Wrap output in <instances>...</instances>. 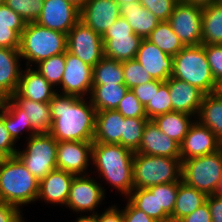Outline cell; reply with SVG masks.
<instances>
[{
    "label": "cell",
    "mask_w": 222,
    "mask_h": 222,
    "mask_svg": "<svg viewBox=\"0 0 222 222\" xmlns=\"http://www.w3.org/2000/svg\"><path fill=\"white\" fill-rule=\"evenodd\" d=\"M145 114L149 120L155 117L173 112L171 96L169 94L168 79L159 81V90H155L151 101L144 107Z\"/></svg>",
    "instance_id": "cell-37"
},
{
    "label": "cell",
    "mask_w": 222,
    "mask_h": 222,
    "mask_svg": "<svg viewBox=\"0 0 222 222\" xmlns=\"http://www.w3.org/2000/svg\"><path fill=\"white\" fill-rule=\"evenodd\" d=\"M124 119L116 109L96 112L93 142L120 144Z\"/></svg>",
    "instance_id": "cell-24"
},
{
    "label": "cell",
    "mask_w": 222,
    "mask_h": 222,
    "mask_svg": "<svg viewBox=\"0 0 222 222\" xmlns=\"http://www.w3.org/2000/svg\"><path fill=\"white\" fill-rule=\"evenodd\" d=\"M0 25L10 26L20 36L25 28L26 22L14 10L6 4L0 6Z\"/></svg>",
    "instance_id": "cell-45"
},
{
    "label": "cell",
    "mask_w": 222,
    "mask_h": 222,
    "mask_svg": "<svg viewBox=\"0 0 222 222\" xmlns=\"http://www.w3.org/2000/svg\"><path fill=\"white\" fill-rule=\"evenodd\" d=\"M135 153L163 157H180V145L162 132L153 120H148Z\"/></svg>",
    "instance_id": "cell-19"
},
{
    "label": "cell",
    "mask_w": 222,
    "mask_h": 222,
    "mask_svg": "<svg viewBox=\"0 0 222 222\" xmlns=\"http://www.w3.org/2000/svg\"><path fill=\"white\" fill-rule=\"evenodd\" d=\"M5 1H6V0H0V6L3 5V4H5Z\"/></svg>",
    "instance_id": "cell-62"
},
{
    "label": "cell",
    "mask_w": 222,
    "mask_h": 222,
    "mask_svg": "<svg viewBox=\"0 0 222 222\" xmlns=\"http://www.w3.org/2000/svg\"><path fill=\"white\" fill-rule=\"evenodd\" d=\"M75 175L61 169L50 171L39 183L38 198L49 204H67L70 186Z\"/></svg>",
    "instance_id": "cell-22"
},
{
    "label": "cell",
    "mask_w": 222,
    "mask_h": 222,
    "mask_svg": "<svg viewBox=\"0 0 222 222\" xmlns=\"http://www.w3.org/2000/svg\"><path fill=\"white\" fill-rule=\"evenodd\" d=\"M80 20V9L68 0H44L37 23L67 34Z\"/></svg>",
    "instance_id": "cell-14"
},
{
    "label": "cell",
    "mask_w": 222,
    "mask_h": 222,
    "mask_svg": "<svg viewBox=\"0 0 222 222\" xmlns=\"http://www.w3.org/2000/svg\"><path fill=\"white\" fill-rule=\"evenodd\" d=\"M16 142L5 127V118L0 114V157H14L18 151Z\"/></svg>",
    "instance_id": "cell-46"
},
{
    "label": "cell",
    "mask_w": 222,
    "mask_h": 222,
    "mask_svg": "<svg viewBox=\"0 0 222 222\" xmlns=\"http://www.w3.org/2000/svg\"><path fill=\"white\" fill-rule=\"evenodd\" d=\"M129 88L125 84L92 85L88 97L96 112L117 109Z\"/></svg>",
    "instance_id": "cell-32"
},
{
    "label": "cell",
    "mask_w": 222,
    "mask_h": 222,
    "mask_svg": "<svg viewBox=\"0 0 222 222\" xmlns=\"http://www.w3.org/2000/svg\"><path fill=\"white\" fill-rule=\"evenodd\" d=\"M148 120V118H125L123 120V134H121L120 145L136 152Z\"/></svg>",
    "instance_id": "cell-38"
},
{
    "label": "cell",
    "mask_w": 222,
    "mask_h": 222,
    "mask_svg": "<svg viewBox=\"0 0 222 222\" xmlns=\"http://www.w3.org/2000/svg\"><path fill=\"white\" fill-rule=\"evenodd\" d=\"M80 217L76 218L75 222H98V213H94L91 215H79Z\"/></svg>",
    "instance_id": "cell-54"
},
{
    "label": "cell",
    "mask_w": 222,
    "mask_h": 222,
    "mask_svg": "<svg viewBox=\"0 0 222 222\" xmlns=\"http://www.w3.org/2000/svg\"><path fill=\"white\" fill-rule=\"evenodd\" d=\"M215 93L219 94L220 97L222 98V90H215Z\"/></svg>",
    "instance_id": "cell-60"
},
{
    "label": "cell",
    "mask_w": 222,
    "mask_h": 222,
    "mask_svg": "<svg viewBox=\"0 0 222 222\" xmlns=\"http://www.w3.org/2000/svg\"><path fill=\"white\" fill-rule=\"evenodd\" d=\"M55 88L34 68L21 71L19 85L11 97H24L35 102L49 103L60 90Z\"/></svg>",
    "instance_id": "cell-21"
},
{
    "label": "cell",
    "mask_w": 222,
    "mask_h": 222,
    "mask_svg": "<svg viewBox=\"0 0 222 222\" xmlns=\"http://www.w3.org/2000/svg\"><path fill=\"white\" fill-rule=\"evenodd\" d=\"M39 72L54 88L61 85L65 70V53L47 58L35 65Z\"/></svg>",
    "instance_id": "cell-36"
},
{
    "label": "cell",
    "mask_w": 222,
    "mask_h": 222,
    "mask_svg": "<svg viewBox=\"0 0 222 222\" xmlns=\"http://www.w3.org/2000/svg\"><path fill=\"white\" fill-rule=\"evenodd\" d=\"M201 28L202 45H222V1L203 7Z\"/></svg>",
    "instance_id": "cell-28"
},
{
    "label": "cell",
    "mask_w": 222,
    "mask_h": 222,
    "mask_svg": "<svg viewBox=\"0 0 222 222\" xmlns=\"http://www.w3.org/2000/svg\"><path fill=\"white\" fill-rule=\"evenodd\" d=\"M27 116L35 134L50 133L53 122L49 103L35 102L24 97H10Z\"/></svg>",
    "instance_id": "cell-26"
},
{
    "label": "cell",
    "mask_w": 222,
    "mask_h": 222,
    "mask_svg": "<svg viewBox=\"0 0 222 222\" xmlns=\"http://www.w3.org/2000/svg\"><path fill=\"white\" fill-rule=\"evenodd\" d=\"M135 59L154 80L166 81L173 73V56L163 52L146 38L142 39Z\"/></svg>",
    "instance_id": "cell-18"
},
{
    "label": "cell",
    "mask_w": 222,
    "mask_h": 222,
    "mask_svg": "<svg viewBox=\"0 0 222 222\" xmlns=\"http://www.w3.org/2000/svg\"><path fill=\"white\" fill-rule=\"evenodd\" d=\"M221 148L222 142L216 135L195 119L180 145V158L181 161H184L193 157L215 153Z\"/></svg>",
    "instance_id": "cell-16"
},
{
    "label": "cell",
    "mask_w": 222,
    "mask_h": 222,
    "mask_svg": "<svg viewBox=\"0 0 222 222\" xmlns=\"http://www.w3.org/2000/svg\"><path fill=\"white\" fill-rule=\"evenodd\" d=\"M49 106L53 119L50 134L58 142H93L96 110L90 100L57 92Z\"/></svg>",
    "instance_id": "cell-1"
},
{
    "label": "cell",
    "mask_w": 222,
    "mask_h": 222,
    "mask_svg": "<svg viewBox=\"0 0 222 222\" xmlns=\"http://www.w3.org/2000/svg\"><path fill=\"white\" fill-rule=\"evenodd\" d=\"M67 51L94 67L104 57L102 36L79 20L67 33Z\"/></svg>",
    "instance_id": "cell-11"
},
{
    "label": "cell",
    "mask_w": 222,
    "mask_h": 222,
    "mask_svg": "<svg viewBox=\"0 0 222 222\" xmlns=\"http://www.w3.org/2000/svg\"><path fill=\"white\" fill-rule=\"evenodd\" d=\"M104 198L105 189L99 182L87 175H77L72 180L66 207L76 213L94 214Z\"/></svg>",
    "instance_id": "cell-12"
},
{
    "label": "cell",
    "mask_w": 222,
    "mask_h": 222,
    "mask_svg": "<svg viewBox=\"0 0 222 222\" xmlns=\"http://www.w3.org/2000/svg\"><path fill=\"white\" fill-rule=\"evenodd\" d=\"M122 67L124 73V84L129 89L153 80L149 73L146 72L136 59L123 61Z\"/></svg>",
    "instance_id": "cell-40"
},
{
    "label": "cell",
    "mask_w": 222,
    "mask_h": 222,
    "mask_svg": "<svg viewBox=\"0 0 222 222\" xmlns=\"http://www.w3.org/2000/svg\"><path fill=\"white\" fill-rule=\"evenodd\" d=\"M158 128L176 141L182 144L190 126L195 121L192 116L183 112H168L152 119Z\"/></svg>",
    "instance_id": "cell-31"
},
{
    "label": "cell",
    "mask_w": 222,
    "mask_h": 222,
    "mask_svg": "<svg viewBox=\"0 0 222 222\" xmlns=\"http://www.w3.org/2000/svg\"><path fill=\"white\" fill-rule=\"evenodd\" d=\"M168 88L173 111L187 113L196 119L205 94L197 87L172 76L168 79Z\"/></svg>",
    "instance_id": "cell-20"
},
{
    "label": "cell",
    "mask_w": 222,
    "mask_h": 222,
    "mask_svg": "<svg viewBox=\"0 0 222 222\" xmlns=\"http://www.w3.org/2000/svg\"><path fill=\"white\" fill-rule=\"evenodd\" d=\"M40 181L16 157H0V202L20 209L37 201Z\"/></svg>",
    "instance_id": "cell-3"
},
{
    "label": "cell",
    "mask_w": 222,
    "mask_h": 222,
    "mask_svg": "<svg viewBox=\"0 0 222 222\" xmlns=\"http://www.w3.org/2000/svg\"><path fill=\"white\" fill-rule=\"evenodd\" d=\"M0 114L5 118V127L15 142L27 130L29 137L34 135L33 126L24 111L10 98H4L0 108Z\"/></svg>",
    "instance_id": "cell-27"
},
{
    "label": "cell",
    "mask_w": 222,
    "mask_h": 222,
    "mask_svg": "<svg viewBox=\"0 0 222 222\" xmlns=\"http://www.w3.org/2000/svg\"><path fill=\"white\" fill-rule=\"evenodd\" d=\"M206 202L211 213V222H222V197L208 195Z\"/></svg>",
    "instance_id": "cell-52"
},
{
    "label": "cell",
    "mask_w": 222,
    "mask_h": 222,
    "mask_svg": "<svg viewBox=\"0 0 222 222\" xmlns=\"http://www.w3.org/2000/svg\"><path fill=\"white\" fill-rule=\"evenodd\" d=\"M70 3L74 4L76 7L81 9L87 0H68Z\"/></svg>",
    "instance_id": "cell-57"
},
{
    "label": "cell",
    "mask_w": 222,
    "mask_h": 222,
    "mask_svg": "<svg viewBox=\"0 0 222 222\" xmlns=\"http://www.w3.org/2000/svg\"><path fill=\"white\" fill-rule=\"evenodd\" d=\"M124 222H157L149 217L145 212L136 208L129 200L124 209H122Z\"/></svg>",
    "instance_id": "cell-49"
},
{
    "label": "cell",
    "mask_w": 222,
    "mask_h": 222,
    "mask_svg": "<svg viewBox=\"0 0 222 222\" xmlns=\"http://www.w3.org/2000/svg\"><path fill=\"white\" fill-rule=\"evenodd\" d=\"M146 39L170 56L177 55L185 47L168 21H161Z\"/></svg>",
    "instance_id": "cell-34"
},
{
    "label": "cell",
    "mask_w": 222,
    "mask_h": 222,
    "mask_svg": "<svg viewBox=\"0 0 222 222\" xmlns=\"http://www.w3.org/2000/svg\"><path fill=\"white\" fill-rule=\"evenodd\" d=\"M120 8L121 17L125 18L134 33L142 38H147L160 23V20L151 11L143 7L139 1L133 4H123Z\"/></svg>",
    "instance_id": "cell-25"
},
{
    "label": "cell",
    "mask_w": 222,
    "mask_h": 222,
    "mask_svg": "<svg viewBox=\"0 0 222 222\" xmlns=\"http://www.w3.org/2000/svg\"><path fill=\"white\" fill-rule=\"evenodd\" d=\"M44 0H6L5 4L26 22H36L41 15Z\"/></svg>",
    "instance_id": "cell-39"
},
{
    "label": "cell",
    "mask_w": 222,
    "mask_h": 222,
    "mask_svg": "<svg viewBox=\"0 0 222 222\" xmlns=\"http://www.w3.org/2000/svg\"><path fill=\"white\" fill-rule=\"evenodd\" d=\"M27 146L16 157L39 181L57 168L58 141L50 133L34 134L27 138Z\"/></svg>",
    "instance_id": "cell-8"
},
{
    "label": "cell",
    "mask_w": 222,
    "mask_h": 222,
    "mask_svg": "<svg viewBox=\"0 0 222 222\" xmlns=\"http://www.w3.org/2000/svg\"><path fill=\"white\" fill-rule=\"evenodd\" d=\"M136 98L145 107L152 100L155 90H159V80H152L145 84L138 85L130 89Z\"/></svg>",
    "instance_id": "cell-47"
},
{
    "label": "cell",
    "mask_w": 222,
    "mask_h": 222,
    "mask_svg": "<svg viewBox=\"0 0 222 222\" xmlns=\"http://www.w3.org/2000/svg\"><path fill=\"white\" fill-rule=\"evenodd\" d=\"M116 1L118 2V4L121 7L123 4H126V3L133 4V3L138 2L139 0H116Z\"/></svg>",
    "instance_id": "cell-58"
},
{
    "label": "cell",
    "mask_w": 222,
    "mask_h": 222,
    "mask_svg": "<svg viewBox=\"0 0 222 222\" xmlns=\"http://www.w3.org/2000/svg\"><path fill=\"white\" fill-rule=\"evenodd\" d=\"M178 186L179 182L157 185L158 211H165L169 216L172 215L178 194Z\"/></svg>",
    "instance_id": "cell-41"
},
{
    "label": "cell",
    "mask_w": 222,
    "mask_h": 222,
    "mask_svg": "<svg viewBox=\"0 0 222 222\" xmlns=\"http://www.w3.org/2000/svg\"><path fill=\"white\" fill-rule=\"evenodd\" d=\"M173 63L172 77L197 87L204 94L215 92L217 82L212 75L204 45L185 46L173 56Z\"/></svg>",
    "instance_id": "cell-5"
},
{
    "label": "cell",
    "mask_w": 222,
    "mask_h": 222,
    "mask_svg": "<svg viewBox=\"0 0 222 222\" xmlns=\"http://www.w3.org/2000/svg\"><path fill=\"white\" fill-rule=\"evenodd\" d=\"M3 99H4V98H2V97L0 96V108H1L2 103H3Z\"/></svg>",
    "instance_id": "cell-61"
},
{
    "label": "cell",
    "mask_w": 222,
    "mask_h": 222,
    "mask_svg": "<svg viewBox=\"0 0 222 222\" xmlns=\"http://www.w3.org/2000/svg\"><path fill=\"white\" fill-rule=\"evenodd\" d=\"M212 75L217 82L222 78V45H204Z\"/></svg>",
    "instance_id": "cell-44"
},
{
    "label": "cell",
    "mask_w": 222,
    "mask_h": 222,
    "mask_svg": "<svg viewBox=\"0 0 222 222\" xmlns=\"http://www.w3.org/2000/svg\"><path fill=\"white\" fill-rule=\"evenodd\" d=\"M215 196L222 197V176L219 179L218 186L214 192Z\"/></svg>",
    "instance_id": "cell-56"
},
{
    "label": "cell",
    "mask_w": 222,
    "mask_h": 222,
    "mask_svg": "<svg viewBox=\"0 0 222 222\" xmlns=\"http://www.w3.org/2000/svg\"><path fill=\"white\" fill-rule=\"evenodd\" d=\"M124 84L122 62L103 57L93 67V85Z\"/></svg>",
    "instance_id": "cell-35"
},
{
    "label": "cell",
    "mask_w": 222,
    "mask_h": 222,
    "mask_svg": "<svg viewBox=\"0 0 222 222\" xmlns=\"http://www.w3.org/2000/svg\"><path fill=\"white\" fill-rule=\"evenodd\" d=\"M136 208L145 212L157 222H171L165 211H158L157 185L133 189L126 197Z\"/></svg>",
    "instance_id": "cell-33"
},
{
    "label": "cell",
    "mask_w": 222,
    "mask_h": 222,
    "mask_svg": "<svg viewBox=\"0 0 222 222\" xmlns=\"http://www.w3.org/2000/svg\"><path fill=\"white\" fill-rule=\"evenodd\" d=\"M180 157H163L134 152L133 187L148 188L153 185L181 181Z\"/></svg>",
    "instance_id": "cell-6"
},
{
    "label": "cell",
    "mask_w": 222,
    "mask_h": 222,
    "mask_svg": "<svg viewBox=\"0 0 222 222\" xmlns=\"http://www.w3.org/2000/svg\"><path fill=\"white\" fill-rule=\"evenodd\" d=\"M142 39L120 16L102 35L104 56L120 62L135 59Z\"/></svg>",
    "instance_id": "cell-9"
},
{
    "label": "cell",
    "mask_w": 222,
    "mask_h": 222,
    "mask_svg": "<svg viewBox=\"0 0 222 222\" xmlns=\"http://www.w3.org/2000/svg\"><path fill=\"white\" fill-rule=\"evenodd\" d=\"M20 37L10 26L0 25V47L19 50Z\"/></svg>",
    "instance_id": "cell-48"
},
{
    "label": "cell",
    "mask_w": 222,
    "mask_h": 222,
    "mask_svg": "<svg viewBox=\"0 0 222 222\" xmlns=\"http://www.w3.org/2000/svg\"><path fill=\"white\" fill-rule=\"evenodd\" d=\"M222 176V148L215 153L182 161L181 180L188 186L213 195Z\"/></svg>",
    "instance_id": "cell-7"
},
{
    "label": "cell",
    "mask_w": 222,
    "mask_h": 222,
    "mask_svg": "<svg viewBox=\"0 0 222 222\" xmlns=\"http://www.w3.org/2000/svg\"><path fill=\"white\" fill-rule=\"evenodd\" d=\"M19 50L0 47V96L11 97L17 90L22 67Z\"/></svg>",
    "instance_id": "cell-23"
},
{
    "label": "cell",
    "mask_w": 222,
    "mask_h": 222,
    "mask_svg": "<svg viewBox=\"0 0 222 222\" xmlns=\"http://www.w3.org/2000/svg\"><path fill=\"white\" fill-rule=\"evenodd\" d=\"M181 1L188 4H193V5L204 7V6L212 4L213 2H216L217 0H181Z\"/></svg>",
    "instance_id": "cell-55"
},
{
    "label": "cell",
    "mask_w": 222,
    "mask_h": 222,
    "mask_svg": "<svg viewBox=\"0 0 222 222\" xmlns=\"http://www.w3.org/2000/svg\"><path fill=\"white\" fill-rule=\"evenodd\" d=\"M203 7L179 1L168 22L185 46L202 44Z\"/></svg>",
    "instance_id": "cell-10"
},
{
    "label": "cell",
    "mask_w": 222,
    "mask_h": 222,
    "mask_svg": "<svg viewBox=\"0 0 222 222\" xmlns=\"http://www.w3.org/2000/svg\"><path fill=\"white\" fill-rule=\"evenodd\" d=\"M116 0H87L80 9V20L101 36L121 16Z\"/></svg>",
    "instance_id": "cell-17"
},
{
    "label": "cell",
    "mask_w": 222,
    "mask_h": 222,
    "mask_svg": "<svg viewBox=\"0 0 222 222\" xmlns=\"http://www.w3.org/2000/svg\"><path fill=\"white\" fill-rule=\"evenodd\" d=\"M215 90H222V78L217 81Z\"/></svg>",
    "instance_id": "cell-59"
},
{
    "label": "cell",
    "mask_w": 222,
    "mask_h": 222,
    "mask_svg": "<svg viewBox=\"0 0 222 222\" xmlns=\"http://www.w3.org/2000/svg\"><path fill=\"white\" fill-rule=\"evenodd\" d=\"M91 141H60L57 146V169L75 176L86 173L89 161L92 160Z\"/></svg>",
    "instance_id": "cell-15"
},
{
    "label": "cell",
    "mask_w": 222,
    "mask_h": 222,
    "mask_svg": "<svg viewBox=\"0 0 222 222\" xmlns=\"http://www.w3.org/2000/svg\"><path fill=\"white\" fill-rule=\"evenodd\" d=\"M180 0H139L140 4L151 11L159 20L168 21Z\"/></svg>",
    "instance_id": "cell-43"
},
{
    "label": "cell",
    "mask_w": 222,
    "mask_h": 222,
    "mask_svg": "<svg viewBox=\"0 0 222 222\" xmlns=\"http://www.w3.org/2000/svg\"><path fill=\"white\" fill-rule=\"evenodd\" d=\"M125 118H147L144 106L129 89L116 109Z\"/></svg>",
    "instance_id": "cell-42"
},
{
    "label": "cell",
    "mask_w": 222,
    "mask_h": 222,
    "mask_svg": "<svg viewBox=\"0 0 222 222\" xmlns=\"http://www.w3.org/2000/svg\"><path fill=\"white\" fill-rule=\"evenodd\" d=\"M207 195L196 188L179 181L178 194L175 201L171 222H179L206 202Z\"/></svg>",
    "instance_id": "cell-30"
},
{
    "label": "cell",
    "mask_w": 222,
    "mask_h": 222,
    "mask_svg": "<svg viewBox=\"0 0 222 222\" xmlns=\"http://www.w3.org/2000/svg\"><path fill=\"white\" fill-rule=\"evenodd\" d=\"M196 120L208 127L222 142V98L217 93L205 94Z\"/></svg>",
    "instance_id": "cell-29"
},
{
    "label": "cell",
    "mask_w": 222,
    "mask_h": 222,
    "mask_svg": "<svg viewBox=\"0 0 222 222\" xmlns=\"http://www.w3.org/2000/svg\"><path fill=\"white\" fill-rule=\"evenodd\" d=\"M116 205L109 206L102 214L98 213V222H124L122 209Z\"/></svg>",
    "instance_id": "cell-53"
},
{
    "label": "cell",
    "mask_w": 222,
    "mask_h": 222,
    "mask_svg": "<svg viewBox=\"0 0 222 222\" xmlns=\"http://www.w3.org/2000/svg\"><path fill=\"white\" fill-rule=\"evenodd\" d=\"M92 85L93 67L66 50L60 93L84 98L91 94Z\"/></svg>",
    "instance_id": "cell-13"
},
{
    "label": "cell",
    "mask_w": 222,
    "mask_h": 222,
    "mask_svg": "<svg viewBox=\"0 0 222 222\" xmlns=\"http://www.w3.org/2000/svg\"><path fill=\"white\" fill-rule=\"evenodd\" d=\"M179 222H211V213L208 203L205 202L191 214L182 218Z\"/></svg>",
    "instance_id": "cell-51"
},
{
    "label": "cell",
    "mask_w": 222,
    "mask_h": 222,
    "mask_svg": "<svg viewBox=\"0 0 222 222\" xmlns=\"http://www.w3.org/2000/svg\"><path fill=\"white\" fill-rule=\"evenodd\" d=\"M66 50L67 34L43 27L37 22L26 23L19 47L21 58L27 60L26 67L65 53Z\"/></svg>",
    "instance_id": "cell-4"
},
{
    "label": "cell",
    "mask_w": 222,
    "mask_h": 222,
    "mask_svg": "<svg viewBox=\"0 0 222 222\" xmlns=\"http://www.w3.org/2000/svg\"><path fill=\"white\" fill-rule=\"evenodd\" d=\"M21 209L15 205L0 202V222H22Z\"/></svg>",
    "instance_id": "cell-50"
},
{
    "label": "cell",
    "mask_w": 222,
    "mask_h": 222,
    "mask_svg": "<svg viewBox=\"0 0 222 222\" xmlns=\"http://www.w3.org/2000/svg\"><path fill=\"white\" fill-rule=\"evenodd\" d=\"M133 157L134 152L120 144L93 142L91 165L97 167L98 176L127 197L134 189Z\"/></svg>",
    "instance_id": "cell-2"
}]
</instances>
